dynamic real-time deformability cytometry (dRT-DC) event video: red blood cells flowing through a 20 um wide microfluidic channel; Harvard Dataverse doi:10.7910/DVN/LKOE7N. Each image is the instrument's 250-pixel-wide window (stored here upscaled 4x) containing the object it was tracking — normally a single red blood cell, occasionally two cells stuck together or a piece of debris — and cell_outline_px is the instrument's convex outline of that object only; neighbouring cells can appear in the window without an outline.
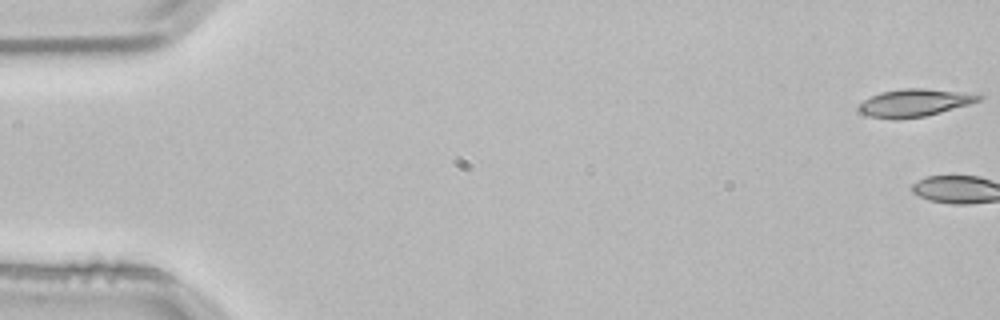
{"species": "common noctule bat (a hibernating species)", "species_latin": "Nyctalus noctula", "temperature_condition": "room temperature", "stored_images_in_passage": 4, "camera_frame_rate_fps": 3000, "um_per_image_px": 0.085, "animal": {"sex": "male", "body_mass_g": 21.5, "forearm_length_mm": 52.0}, "frame": {"image": 1, "passage_image": 1, "time_ms": 0.0, "image_size_px": [1000, 320], "cell_outline_px": [[984, 96], [980, 100], [968, 104], [940, 112], [924, 116], [900, 120], [896, 120], [868, 116], [860, 112], [856, 108], [864, 100], [880, 92], [904, 88], [924, 88], [964, 92]], "centroid_in_image_um": [77.69, 8.74], "position_along_channel_um": 7.3, "area_um2": 19.25}}